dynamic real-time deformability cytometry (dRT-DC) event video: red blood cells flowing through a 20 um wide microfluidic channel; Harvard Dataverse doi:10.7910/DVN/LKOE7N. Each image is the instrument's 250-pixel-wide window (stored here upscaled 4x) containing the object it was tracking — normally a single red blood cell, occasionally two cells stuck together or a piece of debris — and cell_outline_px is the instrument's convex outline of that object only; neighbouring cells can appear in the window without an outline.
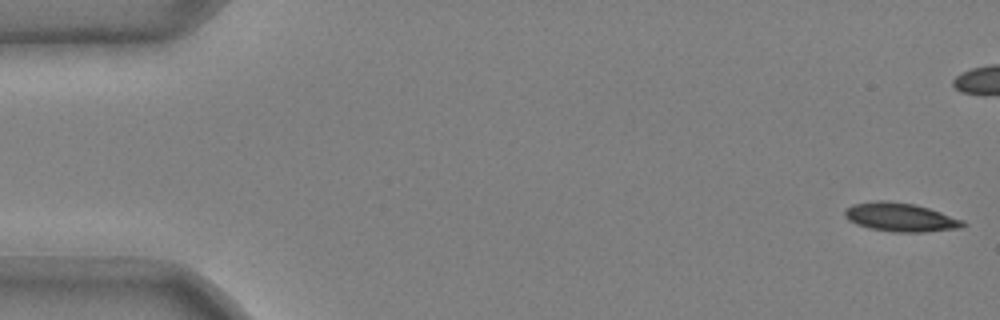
{"species": "common noctule bat (a hibernating species)", "species_latin": "Nyctalus noctula", "temperature_condition": "cold", "stored_images_in_passage": 43, "camera_frame_rate_fps": 3000, "um_per_image_px": 0.085, "animal": {"sex": "male", "body_mass_g": 20.4}, "frame": {"image": 1, "passage_image": 1, "time_ms": 0.0, "image_size_px": [1000, 320], "cell_outline_px": [[968, 224], [960, 228], [924, 232], [892, 232], [868, 228], [856, 224], [848, 220], [844, 216], [844, 208], [852, 204], [876, 200], [888, 200], [916, 204], [964, 220]], "centroid_in_image_um": [76.51, 18.46], "position_along_channel_um": 8.5, "area_um2": 20.06}}
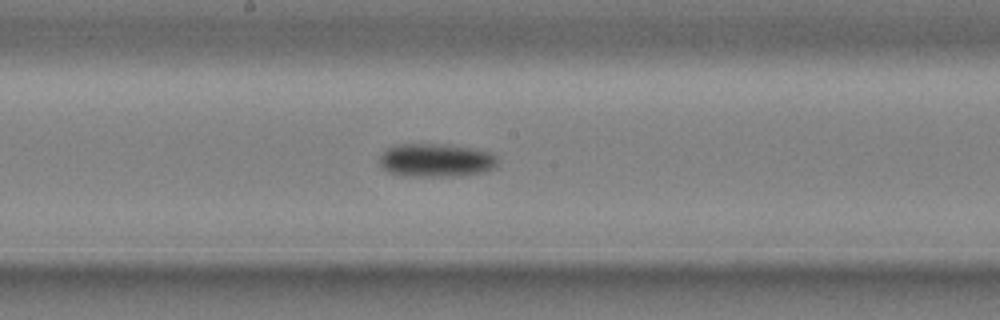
{"frame": {"image": 2, "passage_image": 28, "time_ms": 9.0, "image_size_px": [1000, 320], "cell_outline_px": [[496, 168], [488, 172], [464, 176], [404, 176], [388, 172], [380, 164], [380, 156], [384, 148], [396, 144], [448, 144], [476, 148], [492, 152], [496, 156]], "centroid_in_image_um": [37.1, 13.62], "position_along_channel_um": 211.1, "area_um2": 23.64}}
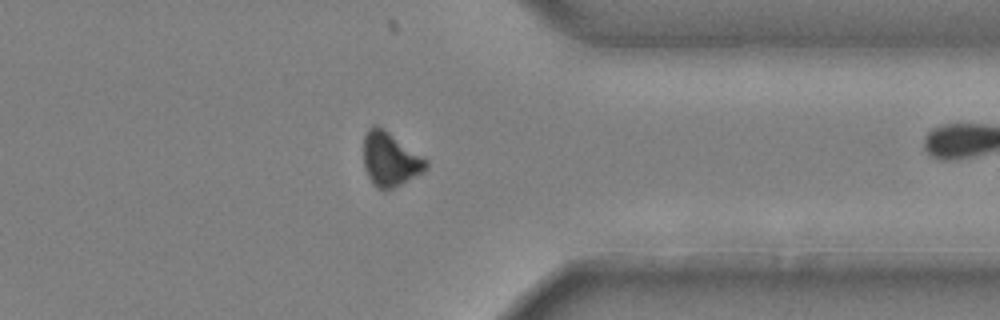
{"frame": {"image": 3, "passage_image": 42, "time_ms": 13.667, "image_size_px": [1000, 320], "cell_outline_px": [[428, 164], [424, 172], [384, 192], [376, 188], [372, 184], [364, 168], [364, 136], [368, 128], [372, 124], [376, 124], [384, 128], [428, 160]], "centroid_in_image_um": [33.14, 13.54], "position_along_channel_um": 378.3, "area_um2": 19.88}}